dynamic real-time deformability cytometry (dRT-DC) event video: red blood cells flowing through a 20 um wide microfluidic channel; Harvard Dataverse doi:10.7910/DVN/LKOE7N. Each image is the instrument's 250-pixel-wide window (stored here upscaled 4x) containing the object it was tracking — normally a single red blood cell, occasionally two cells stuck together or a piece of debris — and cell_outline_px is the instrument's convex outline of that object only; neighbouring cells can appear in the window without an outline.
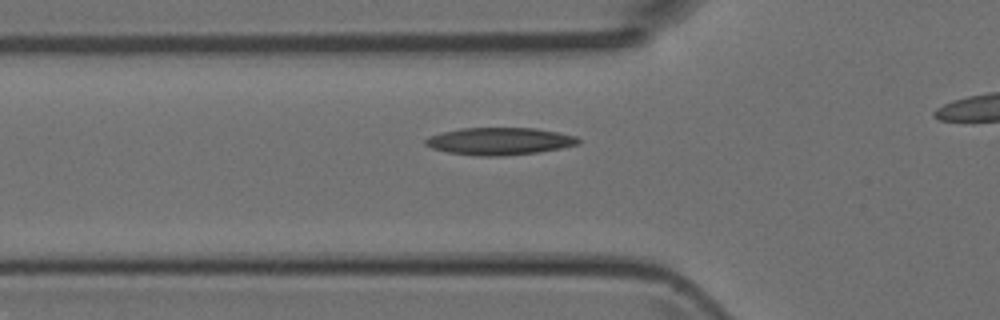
{"species": "Egyptian fruit bat (a non-hibernating species)", "species_latin": "Rousettus aegyptiacus", "temperature_condition": "room temperature", "stored_images_in_passage": 25, "camera_frame_rate_fps": 3000, "um_per_image_px": 0.085, "animal": {"sex": "female"}, "frame": {"image": 1, "passage_image": 2, "time_ms": 0.333, "image_size_px": [1000, 320], "cell_outline_px": [[580, 144], [560, 148], [536, 152], [500, 156], [480, 156], [448, 152], [432, 148], [424, 144], [424, 140], [428, 136], [460, 128], [536, 128], [576, 136], [580, 140]], "centroid_in_image_um": [42.44, 12.0], "position_along_channel_um": 83.4, "area_um2": 24.16}}
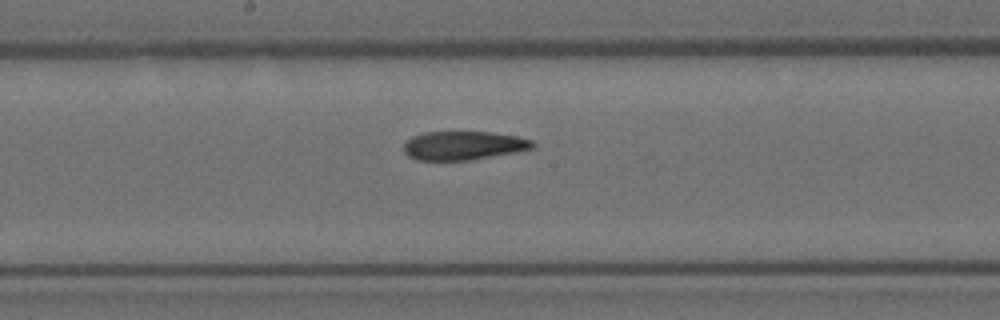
{"frame": {"image": 2, "passage_image": 11, "time_ms": 3.333, "image_size_px": [1000, 320], "cell_outline_px": [[536, 144], [532, 148], [516, 152], [468, 160], [416, 160], [408, 156], [404, 152], [404, 144], [412, 136], [424, 132], [488, 132], [516, 136], [532, 140]], "centroid_in_image_um": [39.37, 12.37], "position_along_channel_um": 208.8, "area_um2": 21.44}}
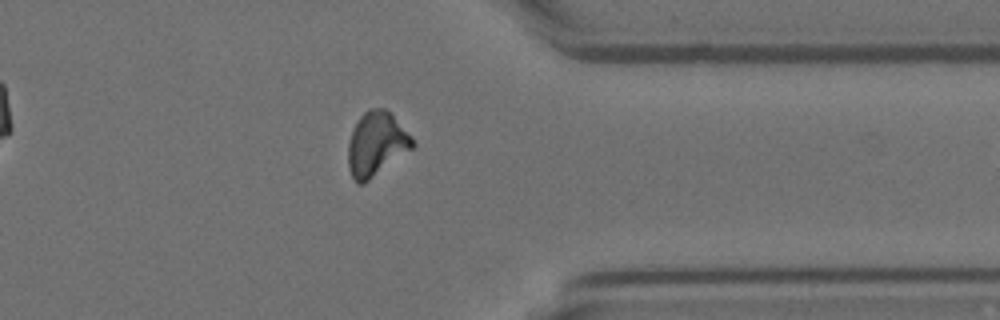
{"frame": {"image": 3, "passage_image": 24, "time_ms": 7.667, "image_size_px": [1000, 320], "cell_outline_px": [[416, 144], [412, 148], [364, 184], [356, 184], [348, 168], [348, 144], [352, 132], [360, 116], [368, 108], [384, 108], [412, 136]], "centroid_in_image_um": [31.97, 12.26], "position_along_channel_um": 379.4, "area_um2": 23.76}}